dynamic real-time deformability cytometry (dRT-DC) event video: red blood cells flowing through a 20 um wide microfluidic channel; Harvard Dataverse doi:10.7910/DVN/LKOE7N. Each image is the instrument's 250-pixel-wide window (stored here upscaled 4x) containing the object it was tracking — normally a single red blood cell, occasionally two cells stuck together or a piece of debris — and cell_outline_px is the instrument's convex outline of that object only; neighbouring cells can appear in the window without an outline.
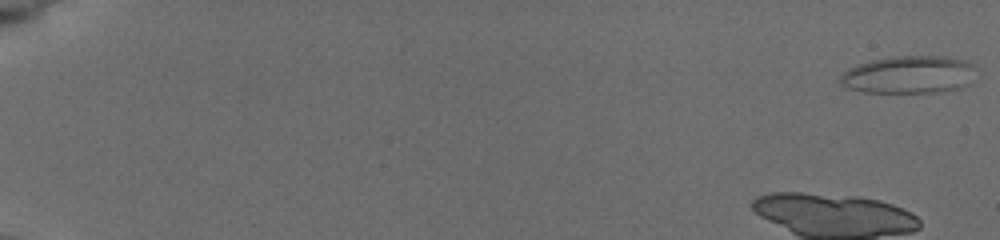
{"species": "common noctule bat (a hibernating species)", "species_latin": "Nyctalus noctula", "temperature_condition": "cold", "stored_images_in_passage": 33, "camera_frame_rate_fps": 3000, "um_per_image_px": 0.085, "animal": {"sex": "female", "body_mass_g": 19.5, "forearm_length_mm": 54.1}, "frame": {"image": 1, "passage_image": 1, "time_ms": 0.0, "image_size_px": [1000, 240], "cell_outline_px": [[972, 64], [960, 84], [956, 88], [936, 92], [864, 92], [840, 84], [840, 76], [848, 68], [872, 60], [896, 56], [940, 56], [968, 60]], "centroid_in_image_um": [77.08, 6.33], "position_along_channel_um": 7.9, "area_um2": 28.38}}